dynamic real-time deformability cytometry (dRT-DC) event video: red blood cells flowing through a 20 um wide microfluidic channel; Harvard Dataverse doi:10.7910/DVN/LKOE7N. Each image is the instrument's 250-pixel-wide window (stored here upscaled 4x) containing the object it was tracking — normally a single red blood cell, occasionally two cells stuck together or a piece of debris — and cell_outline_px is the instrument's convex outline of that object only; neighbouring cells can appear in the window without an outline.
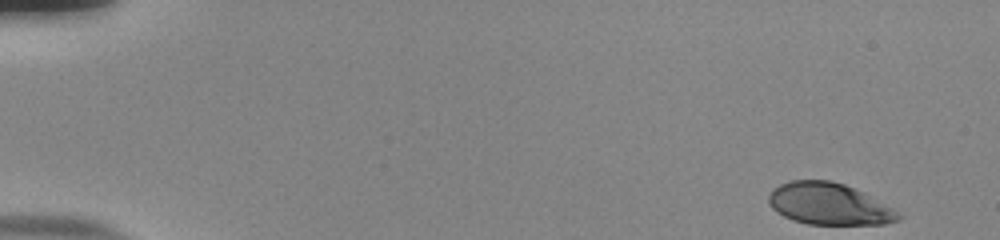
{"species": "human", "species_latin": "Homo sapiens", "temperature_condition": "room temperature", "stored_images_in_passage": 52, "camera_frame_rate_fps": 3000, "um_per_image_px": 0.085, "donor": {"sex": "male"}, "frame": {"image": 1, "passage_image": 1, "time_ms": 0.0, "image_size_px": [1000, 240], "cell_outline_px": [[900, 220], [884, 224], [808, 224], [792, 220], [776, 212], [772, 208], [768, 200], [768, 196], [780, 184], [792, 180], [828, 180], [844, 184], [892, 208], [900, 216]], "centroid_in_image_um": [70.41, 17.35], "position_along_channel_um": 14.6, "area_um2": 30.92}}
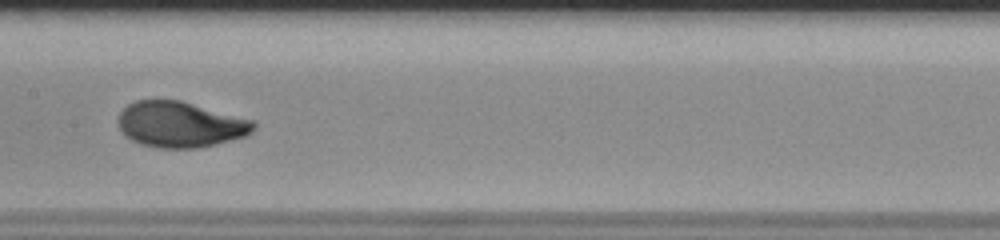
{"frame": {"image": 2, "passage_image": 27, "time_ms": 8.667, "image_size_px": [1000, 240], "cell_outline_px": [[256, 128], [252, 132], [244, 136], [216, 144], [196, 148], [160, 148], [140, 144], [124, 136], [120, 128], [120, 112], [128, 104], [136, 100], [180, 100], [256, 120]], "centroid_in_image_um": [15.36, 10.58], "position_along_channel_um": 192.0, "area_um2": 36.18}}
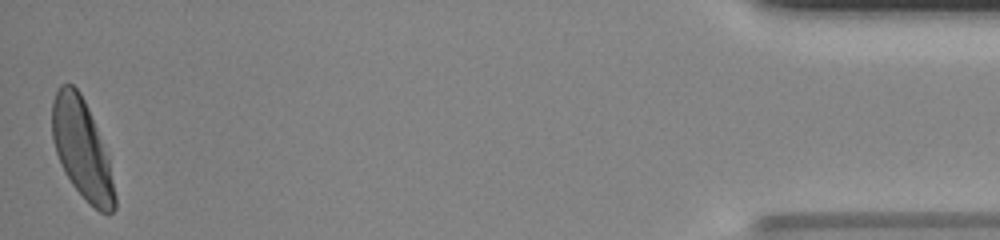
{"frame": {"image": 3, "passage_image": 52, "time_ms": 17.0, "image_size_px": [1000, 240], "cell_outline_px": [[116, 208], [108, 216], [100, 212], [72, 184], [64, 172], [56, 152], [52, 140], [52, 100], [60, 84], [72, 84], [80, 92], [88, 108], [108, 156], [116, 196]], "centroid_in_image_um": [6.96, 12.67], "position_along_channel_um": 428.2, "area_um2": 35.84}, "authors_computed_cell_mechanics": {"area_um2": 35.1135, "velocity_mm_per_s": 3.7922, "shape_relaxation_time_tau1_ms": 3.0696, "shape_relaxation_time_tau2_ms": null, "deformation_change_tau1": 0.1709, "deformation_change_tau2": null}}